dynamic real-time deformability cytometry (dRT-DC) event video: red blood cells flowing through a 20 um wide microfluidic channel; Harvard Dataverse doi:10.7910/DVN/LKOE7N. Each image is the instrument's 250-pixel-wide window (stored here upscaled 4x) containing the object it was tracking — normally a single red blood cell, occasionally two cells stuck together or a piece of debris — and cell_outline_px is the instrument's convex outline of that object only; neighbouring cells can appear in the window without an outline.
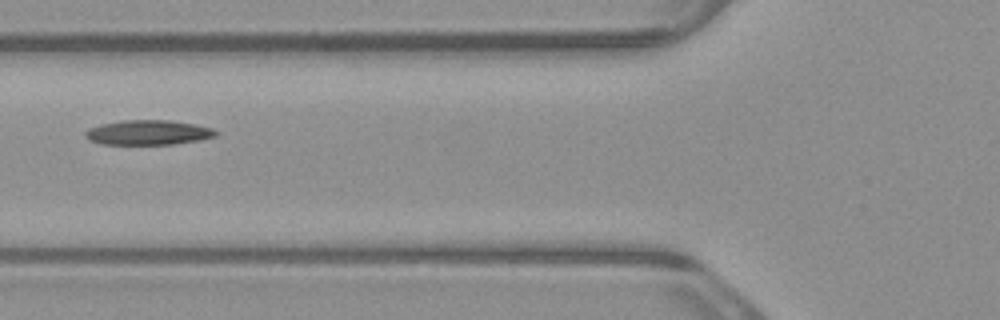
{"species": "common noctule bat (a hibernating species)", "species_latin": "Nyctalus noctula", "temperature_condition": "warm", "stored_images_in_passage": 6, "camera_frame_rate_fps": 3000, "um_per_image_px": 0.085, "animal": {"sex": "male", "body_mass_g": 23.1, "forearm_length_mm": 52.7}, "frame": {"image": 1, "passage_image": 6, "time_ms": 1.667, "image_size_px": [1000, 320], "cell_outline_px": [[220, 132], [216, 136], [200, 140], [172, 144], [100, 144], [88, 140], [84, 136], [84, 132], [88, 128], [100, 124], [120, 120], [172, 120], [212, 128]], "centroid_in_image_um": [12.56, 11.26], "position_along_channel_um": 113.2, "area_um2": 19.02}}